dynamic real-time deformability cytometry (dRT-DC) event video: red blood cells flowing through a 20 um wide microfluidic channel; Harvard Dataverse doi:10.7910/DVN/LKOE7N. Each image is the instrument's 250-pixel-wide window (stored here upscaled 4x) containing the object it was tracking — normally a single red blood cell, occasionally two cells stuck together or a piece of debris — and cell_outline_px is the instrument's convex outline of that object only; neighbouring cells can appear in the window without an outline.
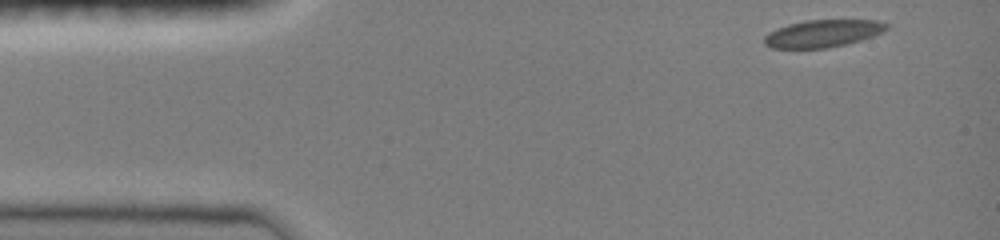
{"species": "common noctule bat (a hibernating species)", "species_latin": "Nyctalus noctula", "temperature_condition": "room temperature", "stored_images_in_passage": 44, "camera_frame_rate_fps": 3000, "um_per_image_px": 0.085, "animal": {"sex": "female", "body_mass_g": 19.0, "forearm_length_mm": 51.5}, "frame": {"image": 1, "passage_image": 1, "time_ms": 0.0, "image_size_px": [1000, 240], "cell_outline_px": [[888, 28], [872, 36], [860, 40], [844, 44], [824, 48], [772, 48], [764, 44], [764, 36], [768, 32], [776, 28], [788, 24], [804, 20], [876, 20], [888, 24]], "centroid_in_image_um": [69.88, 2.84], "position_along_channel_um": 15.1, "area_um2": 19.36}}
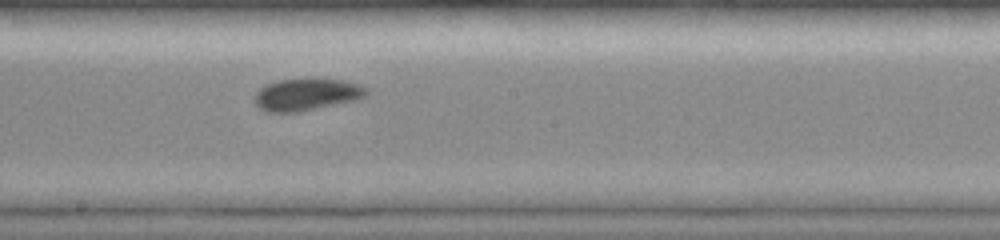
{"frame": {"image": 2, "passage_image": 24, "time_ms": 7.333, "image_size_px": [1000, 240], "cell_outline_px": [[368, 92], [360, 100], [300, 112], [264, 112], [252, 100], [252, 96], [260, 88], [268, 84], [280, 80], [304, 76], [316, 76], [344, 80], [360, 84], [368, 88]], "centroid_in_image_um": [26.09, 8.0], "position_along_channel_um": 222.1, "area_um2": 22.08}}
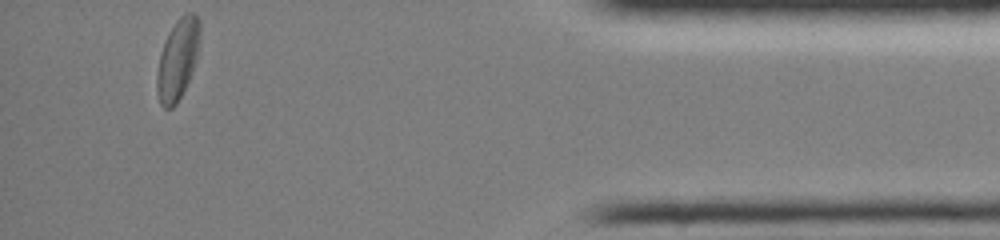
{"frame": {"image": 3, "passage_image": 44, "time_ms": 13.333, "image_size_px": [1000, 240], "cell_outline_px": [[200, 36], [196, 60], [188, 80], [176, 104], [172, 108], [164, 108], [160, 104], [156, 88], [156, 76], [160, 52], [164, 40], [168, 32], [176, 20], [180, 16], [188, 12], [192, 12], [200, 20]], "centroid_in_image_um": [15.08, 5.01], "position_along_channel_um": 420.1, "area_um2": 20.23}, "authors_computed_cell_mechanics": {"area_um2": 20.4034, "velocity_mm_per_s": 4.0201, "shape_relaxation_time_tau1_ms": 3.9278, "shape_relaxation_time_tau2_ms": null, "deformation_change_tau1": 0.1082, "deformation_change_tau2": null}}